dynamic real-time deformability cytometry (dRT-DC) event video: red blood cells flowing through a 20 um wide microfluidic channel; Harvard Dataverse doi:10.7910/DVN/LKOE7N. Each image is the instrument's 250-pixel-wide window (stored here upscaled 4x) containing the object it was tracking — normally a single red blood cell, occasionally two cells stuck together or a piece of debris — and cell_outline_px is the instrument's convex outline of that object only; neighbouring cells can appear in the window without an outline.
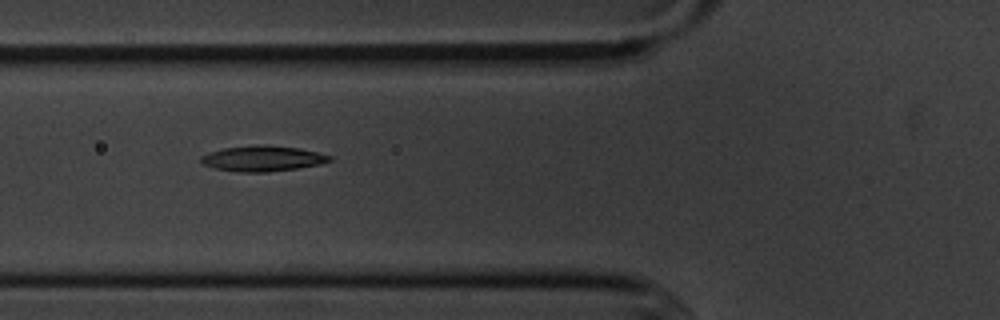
{"species": "common noctule bat (a hibernating species)", "species_latin": "Nyctalus noctula", "temperature_condition": "cold", "stored_images_in_passage": 6, "camera_frame_rate_fps": 3000, "um_per_image_px": 0.085, "animal": {"sex": "male", "body_mass_g": 20.1, "forearm_length_mm": 53.5}, "frame": {"image": 1, "passage_image": 5, "time_ms": 5.333, "image_size_px": [1000, 320], "cell_outline_px": [[332, 160], [320, 164], [296, 168], [268, 172], [240, 172], [212, 168], [204, 164], [200, 160], [200, 156], [208, 152], [224, 148], [260, 144], [264, 144], [300, 148], [332, 156]], "centroid_in_image_um": [22.3, 13.47], "position_along_channel_um": 103.5, "area_um2": 19.19}}
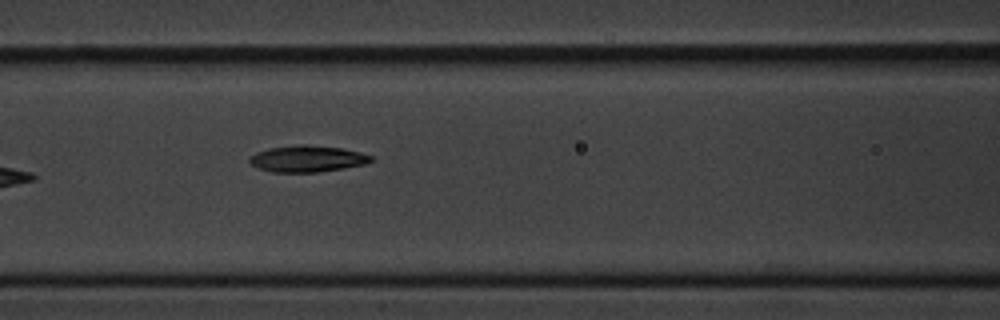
{"frame": {"image": 2, "passage_image": 6, "time_ms": 6.333, "image_size_px": [1000, 320], "cell_outline_px": [[376, 160], [364, 164], [344, 168], [316, 172], [272, 172], [260, 168], [252, 164], [248, 160], [256, 152], [268, 148], [300, 144], [308, 144], [344, 148], [360, 152], [372, 156]], "centroid_in_image_um": [26.16, 13.48], "position_along_channel_um": 140.4, "area_um2": 18.79}}